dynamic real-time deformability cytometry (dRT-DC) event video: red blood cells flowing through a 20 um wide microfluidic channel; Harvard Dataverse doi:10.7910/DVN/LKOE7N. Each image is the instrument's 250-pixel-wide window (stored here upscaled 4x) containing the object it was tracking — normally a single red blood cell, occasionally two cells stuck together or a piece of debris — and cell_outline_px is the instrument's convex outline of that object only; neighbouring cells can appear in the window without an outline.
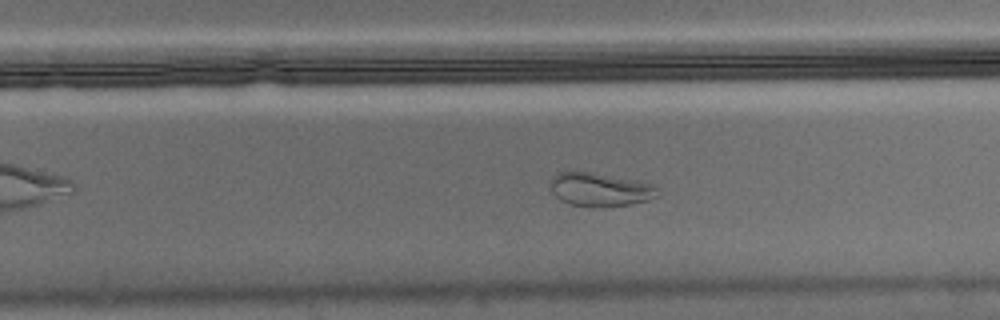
{"species": "Egyptian fruit bat (a non-hibernating species)", "species_latin": "Rousettus aegyptiacus", "temperature_condition": "warm", "stored_images_in_passage": 55, "camera_frame_rate_fps": 3000, "um_per_image_px": 0.085, "animal": {"sex": "male"}, "frame": {"image": 1, "passage_image": 34, "time_ms": 11.0, "image_size_px": [1000, 320], "cell_outline_px": [[660, 196], [648, 200], [632, 204], [600, 208], [592, 208], [568, 204], [560, 200], [552, 192], [552, 176], [556, 172], [592, 172], [656, 184]], "centroid_in_image_um": [51.04, 16.13], "position_along_channel_um": 278.8, "area_um2": 21.33}}
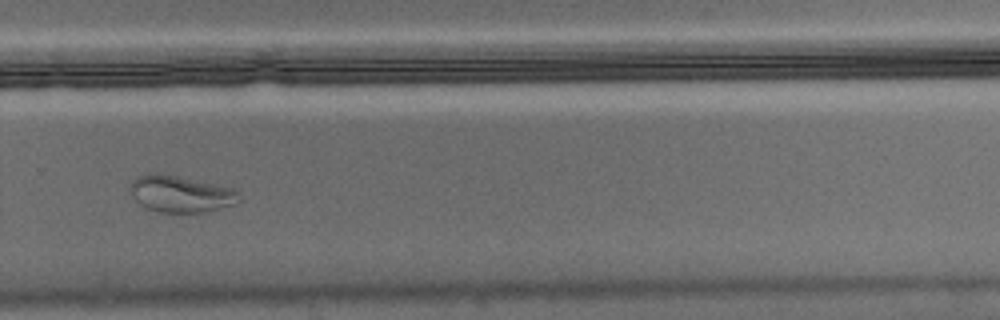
{"frame": {"image": 2, "passage_image": 37, "time_ms": 12.0, "image_size_px": [1000, 320], "cell_outline_px": [[240, 200], [236, 204], [204, 212], [160, 212], [148, 208], [140, 204], [136, 200], [132, 192], [132, 180], [136, 176], [148, 172], [156, 172], [236, 188], [240, 192]], "centroid_in_image_um": [15.4, 16.47], "position_along_channel_um": 314.4, "area_um2": 23.24}}
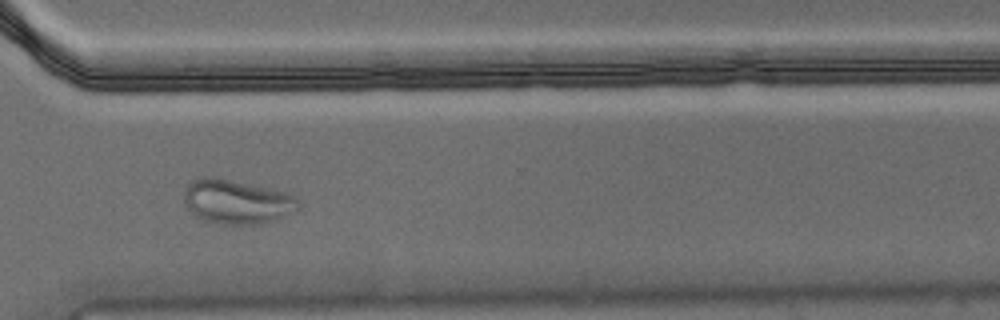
{"frame": {"image": 3, "passage_image": 40, "time_ms": 13.0, "image_size_px": [1000, 320], "cell_outline_px": [[300, 208], [276, 220], [264, 224], [224, 224], [204, 220], [196, 216], [188, 208], [184, 200], [184, 188], [192, 180], [200, 176], [216, 176], [288, 192], [296, 196], [300, 200]], "centroid_in_image_um": [20.15, 17.12], "position_along_channel_um": 350.4, "area_um2": 30.0}}